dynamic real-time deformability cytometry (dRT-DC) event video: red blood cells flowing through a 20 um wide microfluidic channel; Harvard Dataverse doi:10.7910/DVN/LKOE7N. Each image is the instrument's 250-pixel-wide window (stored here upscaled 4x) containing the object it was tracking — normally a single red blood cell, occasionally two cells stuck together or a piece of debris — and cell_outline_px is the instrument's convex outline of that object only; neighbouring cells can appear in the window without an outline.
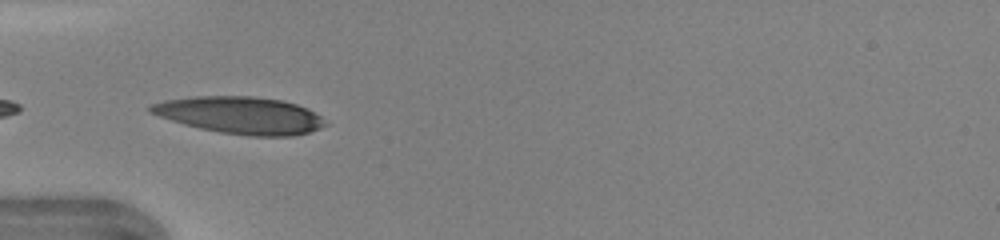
{"species": "human", "species_latin": "Homo sapiens", "temperature_condition": "warm", "stored_images_in_passage": 32, "camera_frame_rate_fps": 3000, "um_per_image_px": 0.085, "donor": {"sex": "female"}, "frame": {"image": 1, "passage_image": 1, "time_ms": 0.0, "image_size_px": [1000, 240], "cell_outline_px": [[328, 124], [320, 128], [308, 132], [292, 136], [252, 136], [220, 132], [200, 128], [184, 124], [148, 112], [148, 108], [152, 104], [164, 100], [196, 96], [252, 96], [280, 100], [296, 104], [308, 108], [320, 116]], "centroid_in_image_um": [20.44, 9.79], "position_along_channel_um": 64.6, "area_um2": 37.51}, "authors_computed_cell_mechanics": {"area_um2": 36.0383, "velocity_mm_per_s": 4.385, "shape_relaxation_time_tau1_ms": 3.2538, "shape_relaxation_time_tau2_ms": 1.2233, "deformation_change_tau1": 0.1938, "deformation_change_tau2": 0.0758}}